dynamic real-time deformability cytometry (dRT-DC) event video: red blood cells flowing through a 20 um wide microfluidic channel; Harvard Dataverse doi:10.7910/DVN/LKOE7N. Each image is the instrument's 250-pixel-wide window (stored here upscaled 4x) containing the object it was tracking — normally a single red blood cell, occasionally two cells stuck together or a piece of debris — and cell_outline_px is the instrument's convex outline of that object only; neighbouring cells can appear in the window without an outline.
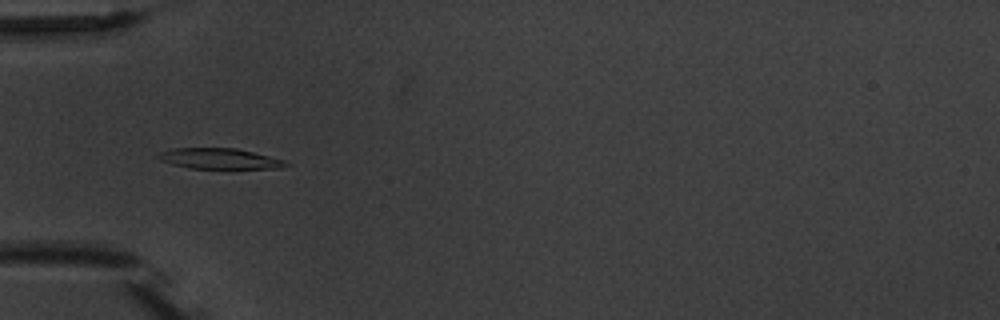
{"species": "common noctule bat (a hibernating species)", "species_latin": "Nyctalus noctula", "temperature_condition": "warm", "stored_images_in_passage": 8, "camera_frame_rate_fps": 3000, "um_per_image_px": 0.085, "animal": {"sex": "male", "body_mass_g": 20.1, "forearm_length_mm": 53.5}, "frame": {"image": 1, "passage_image": 5, "time_ms": 4.667, "image_size_px": [1000, 320], "cell_outline_px": [[292, 164], [280, 168], [188, 168], [172, 164], [160, 160], [156, 156], [160, 152], [172, 148], [236, 148], [284, 160]], "centroid_in_image_um": [18.64, 13.48], "position_along_channel_um": 66.4, "area_um2": 15.2}}
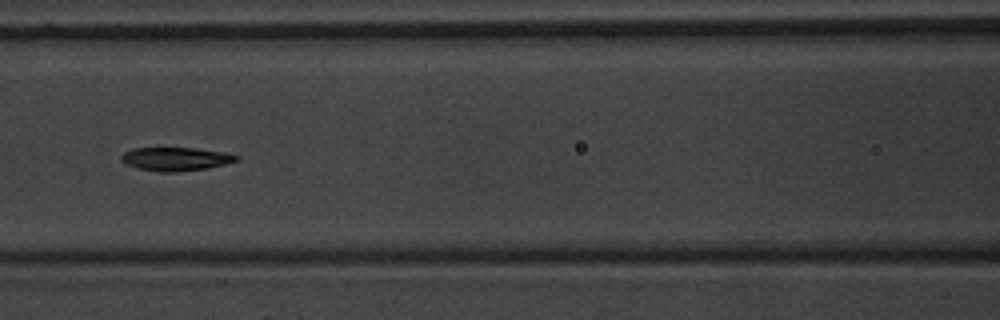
{"frame": {"image": 2, "passage_image": 7, "time_ms": 7.0, "image_size_px": [1000, 320], "cell_outline_px": [[240, 160], [208, 168], [176, 172], [160, 172], [136, 168], [124, 164], [120, 160], [120, 156], [124, 152], [132, 148], [196, 148], [228, 152], [240, 156]], "centroid_in_image_um": [14.94, 13.51], "position_along_channel_um": 151.7, "area_um2": 16.07}}
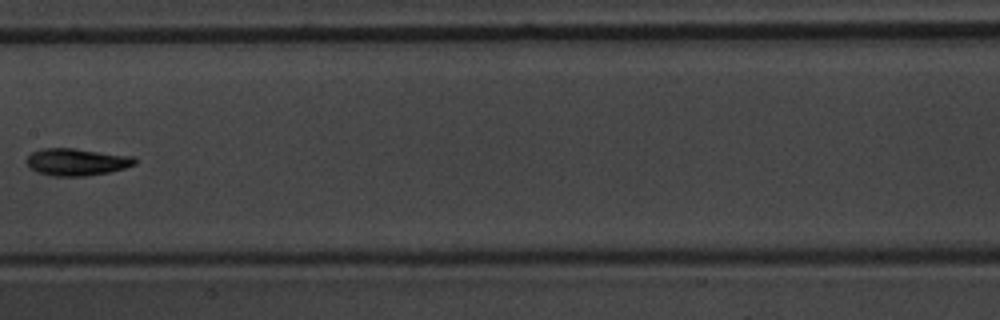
{"frame": {"image": 3, "passage_image": 8, "time_ms": 8.333, "image_size_px": [1000, 320], "cell_outline_px": [[136, 164], [124, 168], [108, 172], [84, 176], [52, 176], [36, 172], [24, 160], [32, 152], [40, 148], [76, 148], [132, 156], [136, 160]], "centroid_in_image_um": [6.49, 13.75], "position_along_channel_um": 200.9, "area_um2": 17.17}}